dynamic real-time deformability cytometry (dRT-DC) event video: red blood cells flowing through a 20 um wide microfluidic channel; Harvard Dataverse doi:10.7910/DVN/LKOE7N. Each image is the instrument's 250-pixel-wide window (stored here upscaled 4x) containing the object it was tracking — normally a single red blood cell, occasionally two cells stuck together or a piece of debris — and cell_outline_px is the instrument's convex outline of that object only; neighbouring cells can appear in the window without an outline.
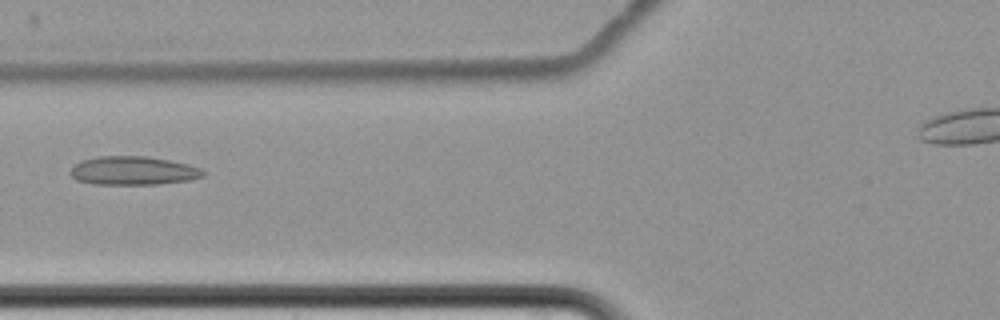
{"species": "common noctule bat (a hibernating species)", "species_latin": "Nyctalus noctula", "temperature_condition": "cold", "stored_images_in_passage": 3, "camera_frame_rate_fps": 3000, "um_per_image_px": 0.085, "animal": {"sex": "female", "body_mass_g": 22.7, "forearm_length_mm": 54.2}, "frame": {"image": 1, "passage_image": 3, "time_ms": 2.333, "image_size_px": [1000, 320], "cell_outline_px": [[204, 176], [192, 180], [156, 184], [96, 184], [76, 180], [68, 172], [80, 160], [96, 156], [148, 156], [188, 164], [200, 168], [204, 172]], "centroid_in_image_um": [11.31, 14.5], "position_along_channel_um": 114.5, "area_um2": 22.2}}